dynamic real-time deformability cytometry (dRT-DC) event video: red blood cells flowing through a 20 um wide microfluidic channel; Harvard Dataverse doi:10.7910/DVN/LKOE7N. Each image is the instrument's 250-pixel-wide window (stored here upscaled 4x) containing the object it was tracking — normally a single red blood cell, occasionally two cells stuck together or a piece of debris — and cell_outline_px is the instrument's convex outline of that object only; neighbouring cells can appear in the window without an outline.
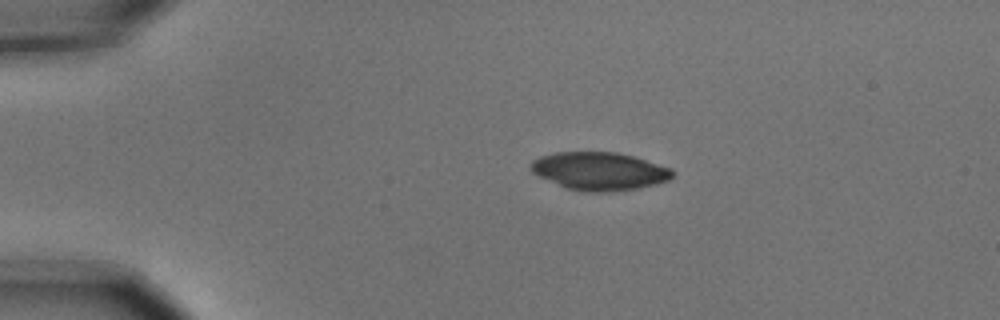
{"species": "common noctule bat (a hibernating species)", "species_latin": "Nyctalus noctula", "temperature_condition": "cold", "stored_images_in_passage": 2, "camera_frame_rate_fps": 3000, "um_per_image_px": 0.085, "animal": {"sex": "male", "body_mass_g": 15.6}, "frame": {"image": 1, "passage_image": 1, "time_ms": 0.0, "image_size_px": [1000, 320], "cell_outline_px": [[676, 172], [668, 180], [656, 184], [636, 188], [608, 192], [584, 192], [568, 188], [540, 176], [532, 172], [528, 168], [528, 164], [532, 160], [540, 156], [556, 152], [616, 152], [632, 156], [672, 168]], "centroid_in_image_um": [50.94, 14.54], "position_along_channel_um": 34.1, "area_um2": 31.27}}